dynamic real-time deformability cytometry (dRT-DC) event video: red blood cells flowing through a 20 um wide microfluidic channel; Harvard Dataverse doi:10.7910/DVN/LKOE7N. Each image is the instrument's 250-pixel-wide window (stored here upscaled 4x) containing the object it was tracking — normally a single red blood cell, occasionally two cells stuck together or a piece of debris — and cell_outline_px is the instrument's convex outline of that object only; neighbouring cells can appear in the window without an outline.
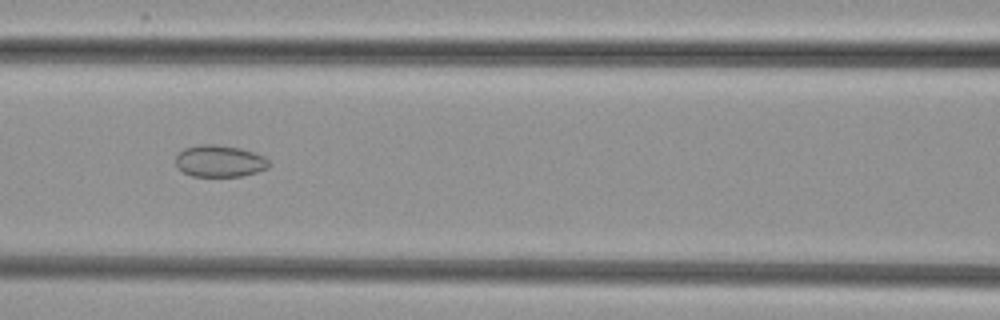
{"species": "common noctule bat (a hibernating species)", "species_latin": "Nyctalus noctula", "temperature_condition": "cold", "stored_images_in_passage": 46, "camera_frame_rate_fps": 3000, "um_per_image_px": 0.085, "animal": {"sex": "female", "body_mass_g": 29.2, "forearm_length_mm": 56.3}, "frame": {"image": 1, "passage_image": 20, "time_ms": 6.333, "image_size_px": [1000, 320], "cell_outline_px": [[272, 164], [268, 168], [256, 172], [240, 176], [192, 176], [176, 168], [176, 156], [184, 148], [200, 144], [216, 144], [240, 148], [264, 156]], "centroid_in_image_um": [18.66, 13.69], "position_along_channel_um": 147.9, "area_um2": 17.34}}
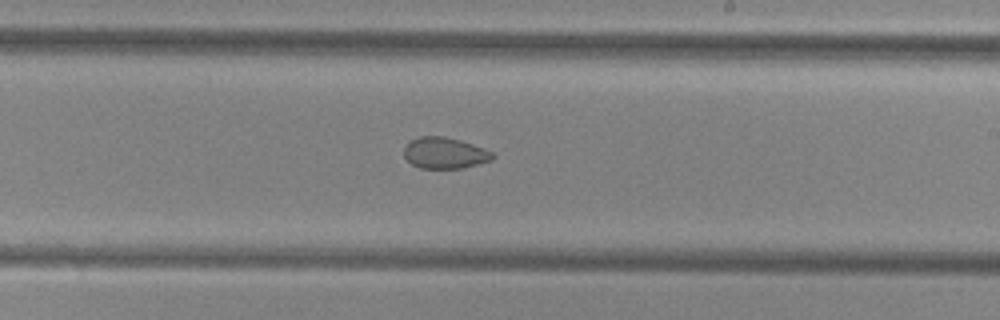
{"frame": {"image": 2, "passage_image": 28, "time_ms": 9.0, "image_size_px": [1000, 320], "cell_outline_px": [[496, 156], [492, 160], [460, 168], [420, 168], [412, 164], [404, 156], [404, 148], [408, 140], [420, 136], [444, 136], [460, 140], [484, 148], [492, 152]], "centroid_in_image_um": [37.78, 12.99], "position_along_channel_um": 251.2, "area_um2": 16.13}}
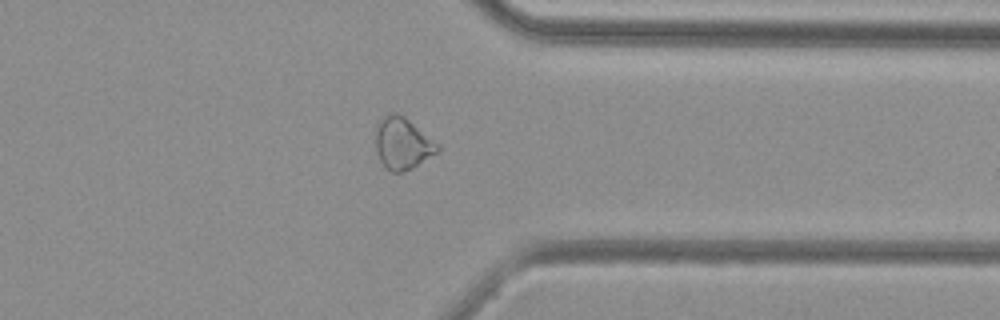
{"frame": {"image": 3, "passage_image": 38, "time_ms": 12.333, "image_size_px": [1000, 320], "cell_outline_px": [[440, 152], [412, 168], [404, 172], [392, 172], [384, 168], [376, 152], [376, 124], [388, 112], [396, 112], [404, 116], [440, 144]], "centroid_in_image_um": [34.23, 12.19], "position_along_channel_um": 377.2, "area_um2": 19.07}}